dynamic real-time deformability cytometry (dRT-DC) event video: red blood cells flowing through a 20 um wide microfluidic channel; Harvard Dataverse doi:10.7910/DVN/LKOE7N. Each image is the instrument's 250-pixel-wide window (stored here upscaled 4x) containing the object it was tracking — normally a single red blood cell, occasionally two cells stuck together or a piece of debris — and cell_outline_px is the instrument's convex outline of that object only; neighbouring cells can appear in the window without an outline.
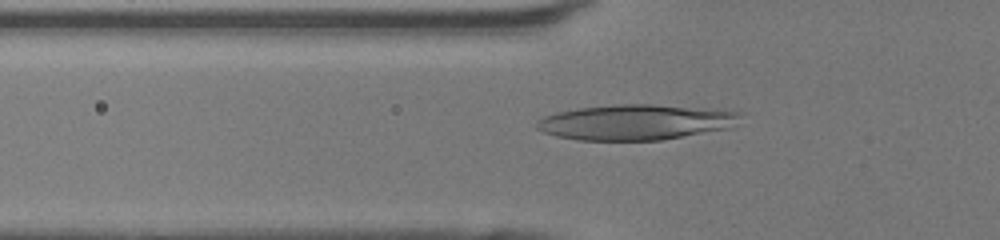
{"species": "human", "species_latin": "Homo sapiens", "temperature_condition": "room temperature", "stored_images_in_passage": 32, "camera_frame_rate_fps": 3000, "um_per_image_px": 0.085, "donor": {"sex": "female"}, "frame": {"image": 1, "passage_image": 4, "time_ms": 1.0, "image_size_px": [1000, 240], "cell_outline_px": [[744, 112], [732, 128], [664, 140], [580, 140], [556, 136], [544, 132], [536, 128], [536, 120], [544, 116], [556, 112], [576, 108], [616, 104], [652, 104]], "centroid_in_image_um": [54.03, 10.39], "position_along_channel_um": 71.8, "area_um2": 42.19}}
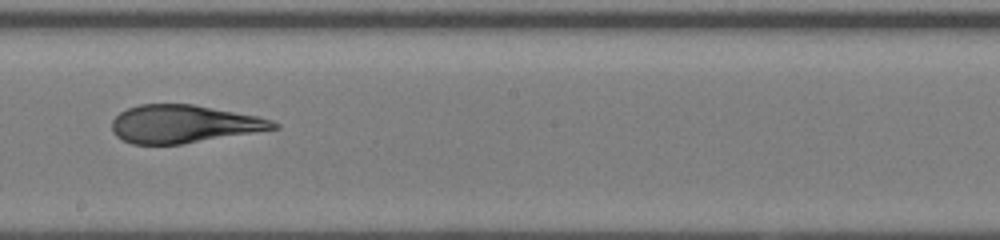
{"frame": {"image": 2, "passage_image": 15, "time_ms": 4.667, "image_size_px": [1000, 240], "cell_outline_px": [[280, 128], [180, 144], [132, 144], [116, 136], [112, 132], [112, 120], [120, 112], [128, 108], [140, 104], [192, 104], [256, 116], [272, 120], [280, 124]], "centroid_in_image_um": [15.59, 10.54], "position_along_channel_um": 232.6, "area_um2": 35.37}}
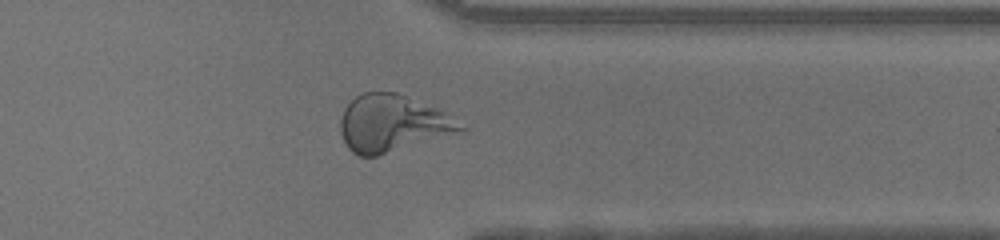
{"frame": {"image": 3, "passage_image": 25, "time_ms": 8.0, "image_size_px": [1000, 240], "cell_outline_px": [[468, 128], [464, 132], [376, 156], [356, 156], [348, 148], [340, 132], [340, 120], [344, 108], [356, 96], [364, 92], [396, 92], [436, 108], [444, 112]], "centroid_in_image_um": [33.36, 10.51], "position_along_channel_um": 378.0, "area_um2": 39.82}}